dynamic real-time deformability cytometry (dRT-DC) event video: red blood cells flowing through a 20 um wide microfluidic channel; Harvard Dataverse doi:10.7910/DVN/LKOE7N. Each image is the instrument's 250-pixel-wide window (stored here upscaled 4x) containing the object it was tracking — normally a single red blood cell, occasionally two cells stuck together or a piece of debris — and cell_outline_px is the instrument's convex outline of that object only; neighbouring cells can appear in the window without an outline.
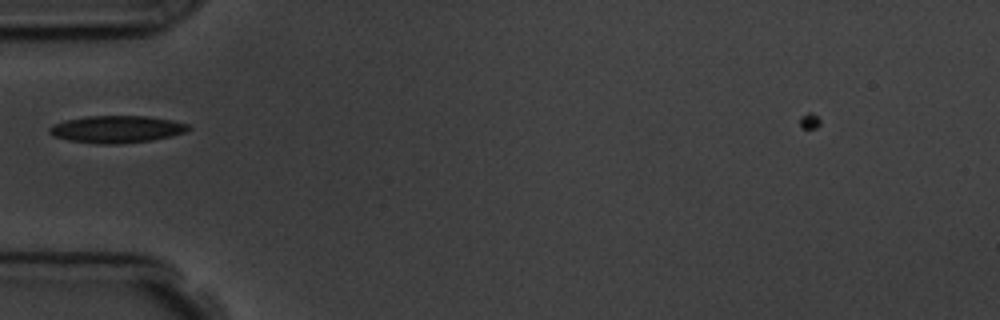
{"species": "common noctule bat (a hibernating species)", "species_latin": "Nyctalus noctula", "temperature_condition": "room temperature", "stored_images_in_passage": 44, "camera_frame_rate_fps": 3000, "um_per_image_px": 0.085, "animal": {"sex": "male", "body_mass_g": 19.5, "forearm_length_mm": 54.6}, "frame": {"image": 1, "passage_image": 7, "time_ms": 2.0, "image_size_px": [1000, 320], "cell_outline_px": [[192, 128], [184, 132], [172, 136], [152, 140], [116, 144], [96, 144], [68, 140], [52, 136], [48, 132], [48, 128], [52, 124], [64, 120], [88, 116], [148, 116], [172, 120], [188, 124]], "centroid_in_image_um": [9.89, 10.98], "position_along_channel_um": 75.1, "area_um2": 22.2}}
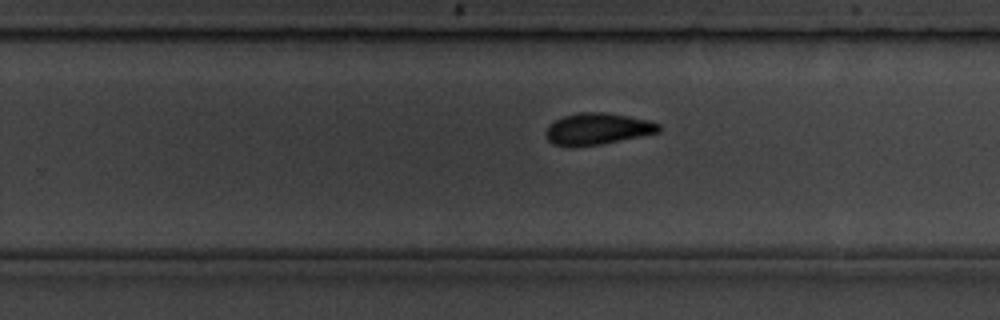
{"frame": {"image": 2, "passage_image": 24, "time_ms": 7.667, "image_size_px": [1000, 320], "cell_outline_px": [[660, 132], [600, 144], [568, 148], [564, 148], [552, 144], [544, 136], [544, 132], [556, 120], [564, 116], [580, 112], [604, 112], [628, 116], [648, 120], [660, 124]], "centroid_in_image_um": [50.74, 10.97], "position_along_channel_um": 279.1, "area_um2": 20.87}}
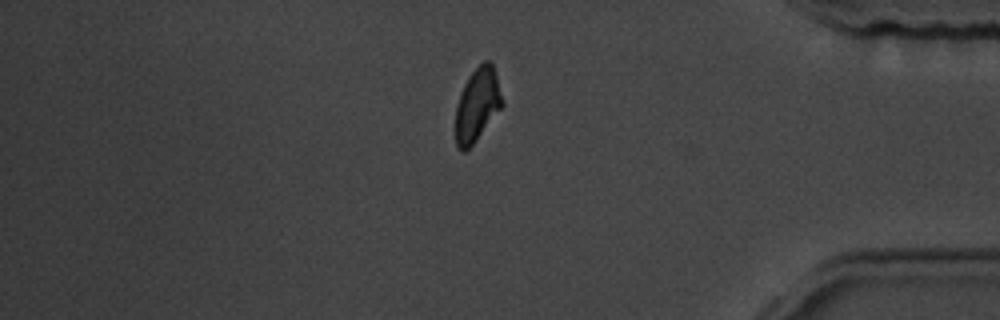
{"frame": {"image": 3, "passage_image": 36, "time_ms": 11.667, "image_size_px": [1000, 320], "cell_outline_px": [[504, 104], [476, 140], [464, 152], [460, 152], [456, 148], [456, 104], [460, 92], [468, 76], [484, 60], [488, 60], [492, 64], [496, 76]], "centroid_in_image_um": [40.54, 8.92], "position_along_channel_um": 394.7, "area_um2": 19.77}}